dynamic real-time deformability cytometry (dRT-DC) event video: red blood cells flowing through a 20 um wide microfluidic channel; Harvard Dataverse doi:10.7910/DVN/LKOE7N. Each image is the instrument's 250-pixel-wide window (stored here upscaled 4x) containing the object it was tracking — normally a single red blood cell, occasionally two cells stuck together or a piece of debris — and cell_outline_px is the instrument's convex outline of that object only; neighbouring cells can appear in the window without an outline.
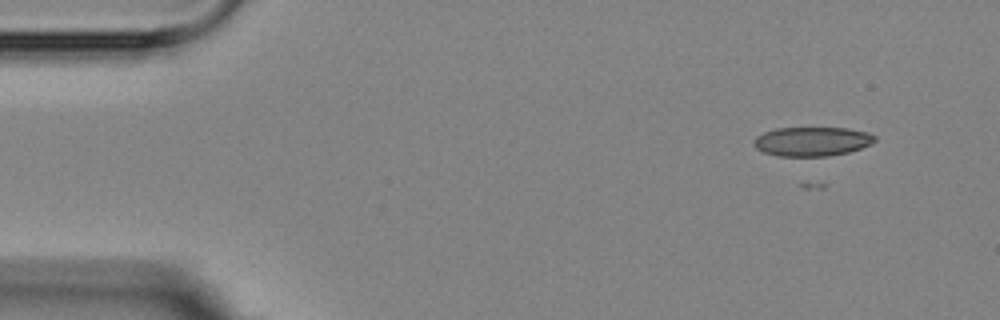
{"species": "Egyptian fruit bat (a non-hibernating species)", "species_latin": "Rousettus aegyptiacus", "temperature_condition": "room temperature", "stored_images_in_passage": 5, "camera_frame_rate_fps": 3000, "um_per_image_px": 0.085, "animal": {"sex": "female"}, "frame": {"image": 1, "passage_image": 2, "time_ms": 1.0, "image_size_px": [1000, 320], "cell_outline_px": [[876, 140], [872, 144], [848, 152], [828, 156], [776, 156], [764, 152], [756, 148], [752, 144], [752, 140], [756, 136], [764, 132], [776, 128], [848, 128], [868, 132], [876, 136]], "centroid_in_image_um": [69.01, 12.02], "position_along_channel_um": 16.0, "area_um2": 20.75}}
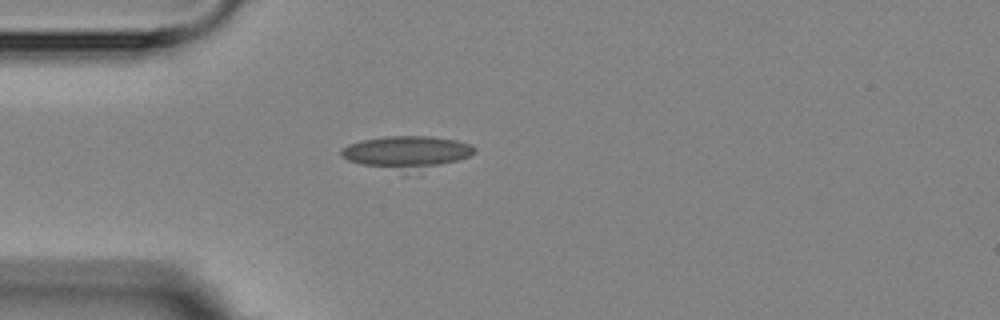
{"frame": {"image": 2, "passage_image": 4, "time_ms": 4.333, "image_size_px": [1000, 320], "cell_outline_px": [[476, 152], [468, 156], [420, 176], [400, 176], [348, 160], [340, 156], [340, 152], [348, 144], [360, 140], [388, 136], [432, 136], [456, 140], [472, 144], [476, 148]], "centroid_in_image_um": [34.61, 13.06], "position_along_channel_um": 50.4, "area_um2": 27.57}}